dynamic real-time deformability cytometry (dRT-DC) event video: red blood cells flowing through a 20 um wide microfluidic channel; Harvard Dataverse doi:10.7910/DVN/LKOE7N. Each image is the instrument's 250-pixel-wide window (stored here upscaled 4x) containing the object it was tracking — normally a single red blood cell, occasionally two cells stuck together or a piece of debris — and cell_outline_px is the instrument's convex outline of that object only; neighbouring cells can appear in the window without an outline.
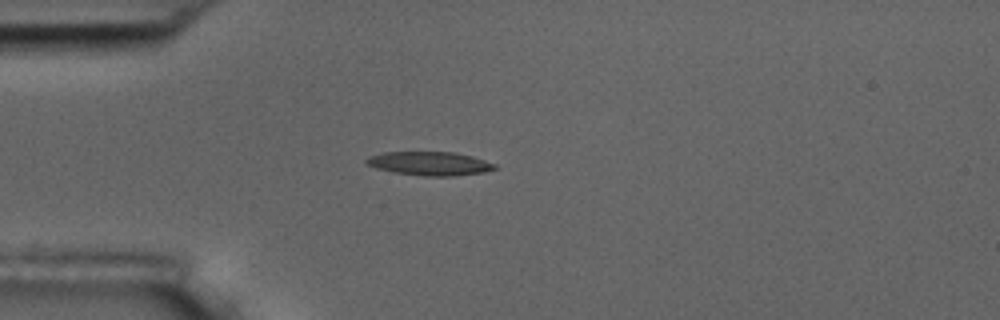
{"species": "common noctule bat (a hibernating species)", "species_latin": "Nyctalus noctula", "temperature_condition": "room temperature", "stored_images_in_passage": 1, "camera_frame_rate_fps": 3000, "um_per_image_px": 0.085, "animal": {"sex": "male", "body_mass_g": 17.5, "forearm_length_mm": 52.3}, "frame": {"image": 1, "passage_image": 1, "time_ms": 0.0, "image_size_px": [1000, 320], "cell_outline_px": [[496, 168], [484, 172], [452, 176], [424, 176], [392, 172], [376, 168], [368, 164], [364, 160], [368, 156], [384, 152], [456, 152], [472, 156], [496, 164]], "centroid_in_image_um": [36.51, 13.89], "position_along_channel_um": 48.5, "area_um2": 17.74}}